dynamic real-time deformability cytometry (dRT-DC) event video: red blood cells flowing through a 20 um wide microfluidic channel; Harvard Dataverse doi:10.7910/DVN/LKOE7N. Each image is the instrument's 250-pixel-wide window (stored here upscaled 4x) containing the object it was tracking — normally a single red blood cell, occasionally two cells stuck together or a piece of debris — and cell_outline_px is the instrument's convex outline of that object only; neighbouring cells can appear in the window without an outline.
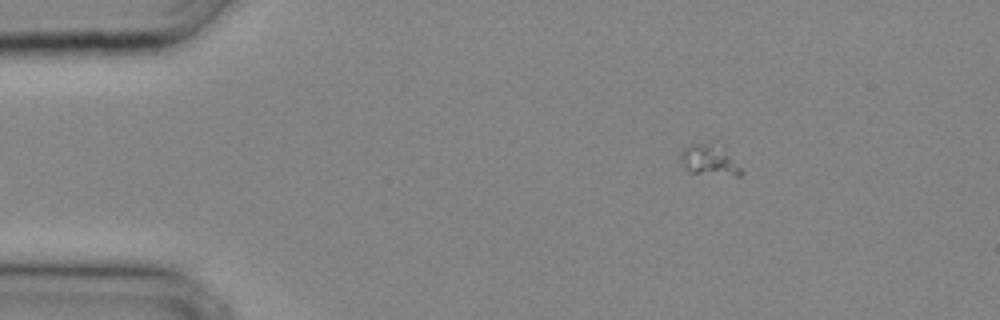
{"species": "common noctule bat (a hibernating species)", "species_latin": "Nyctalus noctula", "temperature_condition": "cold", "stored_images_in_passage": 26, "camera_frame_rate_fps": 3000, "um_per_image_px": 0.085, "animal": {"sex": "male", "body_mass_g": 20.4}, "frame": {"image": 1, "passage_image": 1, "time_ms": 0.0, "image_size_px": [1000, 320], "cell_outline_px": [[744, 172], [740, 176], [736, 176], [688, 172], [680, 164], [680, 156], [684, 148], [692, 144], [716, 140], [724, 144]], "centroid_in_image_um": [60.34, 13.55], "position_along_channel_um": 24.7, "area_um2": 11.68}}
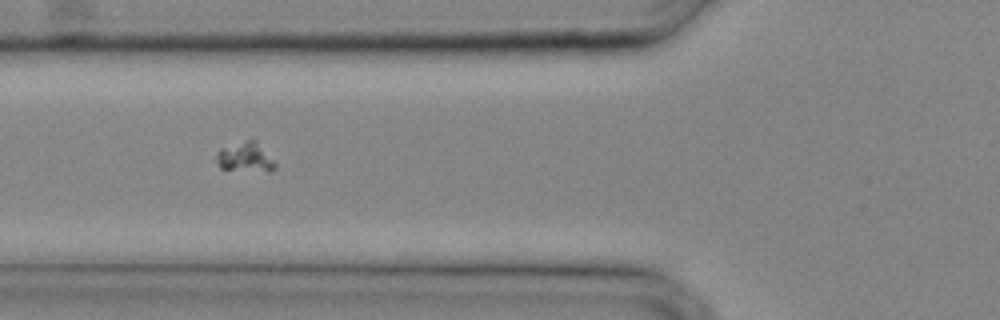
{"frame": {"image": 2, "passage_image": 8, "time_ms": 2.333, "image_size_px": [1000, 320], "cell_outline_px": [[276, 168], [272, 172], [268, 172], [220, 168], [212, 160], [216, 152], [220, 148], [248, 140], [256, 140], [276, 164]], "centroid_in_image_um": [20.79, 13.38], "position_along_channel_um": 105.0, "area_um2": 10.29}}